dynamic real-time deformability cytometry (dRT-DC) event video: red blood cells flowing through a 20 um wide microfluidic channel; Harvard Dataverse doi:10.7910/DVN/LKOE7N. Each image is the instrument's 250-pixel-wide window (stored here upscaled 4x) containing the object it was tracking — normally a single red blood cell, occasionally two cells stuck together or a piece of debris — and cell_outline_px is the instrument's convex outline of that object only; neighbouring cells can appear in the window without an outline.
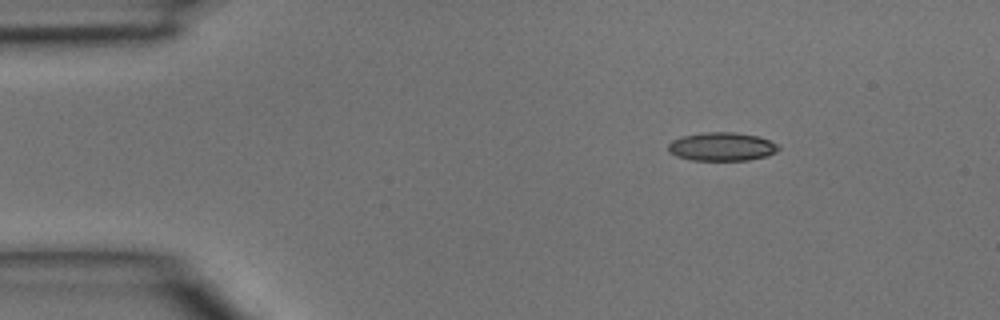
{"species": "common noctule bat (a hibernating species)", "species_latin": "Nyctalus noctula", "temperature_condition": "room temperature", "stored_images_in_passage": 4, "segment_of_instrument_passage": [1, 2], "camera_frame_rate_fps": 3000, "um_per_image_px": 0.085, "animal": {"sex": "male", "body_mass_g": 15.6}, "frame": {"image": 1, "passage_image": 1, "time_ms": 0.0, "image_size_px": [1000, 320], "cell_outline_px": [[780, 148], [776, 152], [768, 156], [748, 160], [692, 160], [676, 156], [668, 152], [668, 144], [672, 140], [680, 136], [704, 132], [736, 132], [756, 136], [768, 140], [776, 144]], "centroid_in_image_um": [61.32, 12.46], "position_along_channel_um": 23.7, "area_um2": 18.38}}
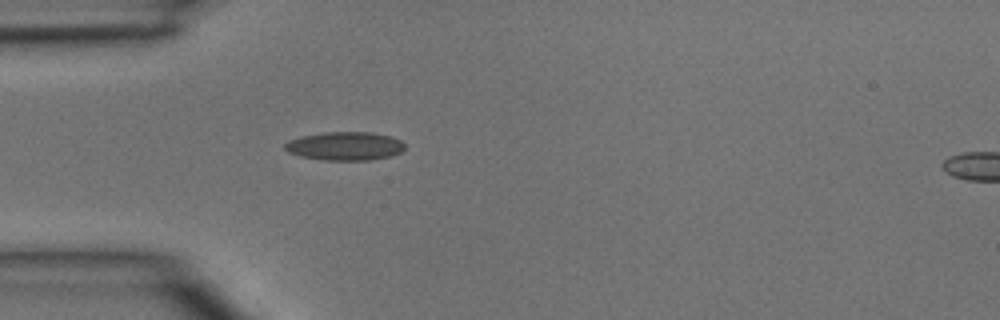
{"frame": {"image": 2, "passage_image": 3, "time_ms": 0.667, "image_size_px": [1000, 320], "cell_outline_px": [[404, 148], [400, 152], [392, 156], [368, 160], [324, 160], [300, 156], [288, 152], [284, 148], [284, 144], [288, 140], [300, 136], [324, 132], [372, 132], [392, 136], [400, 140], [404, 144]], "centroid_in_image_um": [29.31, 12.41], "position_along_channel_um": 55.7, "area_um2": 20.06}}